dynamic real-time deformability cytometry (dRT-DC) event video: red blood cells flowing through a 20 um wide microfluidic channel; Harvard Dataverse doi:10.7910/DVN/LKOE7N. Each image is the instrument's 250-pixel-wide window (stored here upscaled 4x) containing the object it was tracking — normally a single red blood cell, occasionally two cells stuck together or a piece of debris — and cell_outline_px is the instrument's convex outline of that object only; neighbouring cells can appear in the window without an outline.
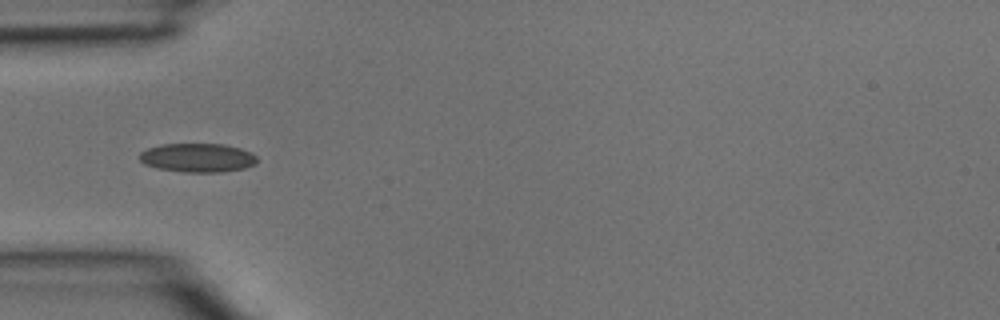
{"species": "common noctule bat (a hibernating species)", "species_latin": "Nyctalus noctula", "temperature_condition": "room temperature", "stored_images_in_passage": 5, "camera_frame_rate_fps": 3000, "um_per_image_px": 0.085, "animal": {"sex": "male", "body_mass_g": 15.6}, "frame": {"image": 1, "passage_image": 4, "time_ms": 1.0, "image_size_px": [1000, 320], "cell_outline_px": [[256, 164], [244, 168], [220, 172], [184, 172], [156, 168], [144, 164], [140, 160], [140, 152], [148, 148], [160, 144], [224, 144], [240, 148], [256, 156]], "centroid_in_image_um": [16.77, 13.41], "position_along_channel_um": 68.2, "area_um2": 19.71}}